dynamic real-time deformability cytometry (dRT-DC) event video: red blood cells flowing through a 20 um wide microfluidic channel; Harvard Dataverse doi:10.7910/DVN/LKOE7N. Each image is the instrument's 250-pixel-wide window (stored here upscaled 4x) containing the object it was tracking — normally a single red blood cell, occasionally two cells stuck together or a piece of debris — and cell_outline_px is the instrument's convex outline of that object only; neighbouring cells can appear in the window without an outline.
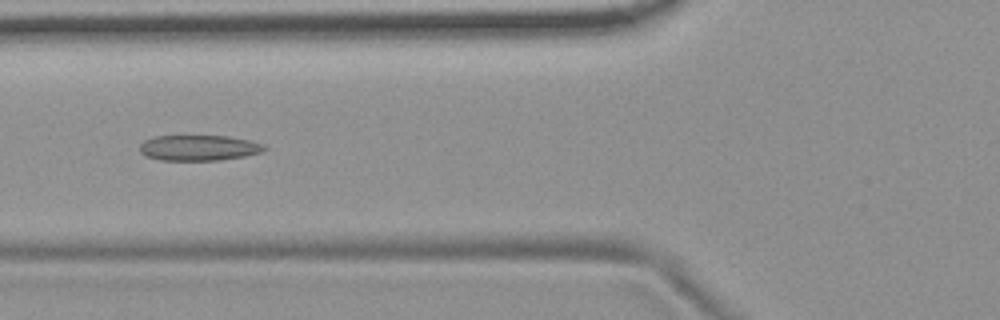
{"species": "common noctule bat (a hibernating species)", "species_latin": "Nyctalus noctula", "temperature_condition": "room temperature", "stored_images_in_passage": 5, "camera_frame_rate_fps": 3000, "um_per_image_px": 0.085, "animal": {"sex": "female", "body_mass_g": 19.9}, "frame": {"image": 1, "passage_image": 5, "time_ms": 4.667, "image_size_px": [1000, 320], "cell_outline_px": [[268, 148], [260, 152], [244, 156], [220, 160], [160, 160], [144, 156], [140, 152], [140, 144], [144, 140], [156, 136], [228, 136], [248, 140], [264, 144]], "centroid_in_image_um": [16.88, 12.57], "position_along_channel_um": 108.9, "area_um2": 18.55}}